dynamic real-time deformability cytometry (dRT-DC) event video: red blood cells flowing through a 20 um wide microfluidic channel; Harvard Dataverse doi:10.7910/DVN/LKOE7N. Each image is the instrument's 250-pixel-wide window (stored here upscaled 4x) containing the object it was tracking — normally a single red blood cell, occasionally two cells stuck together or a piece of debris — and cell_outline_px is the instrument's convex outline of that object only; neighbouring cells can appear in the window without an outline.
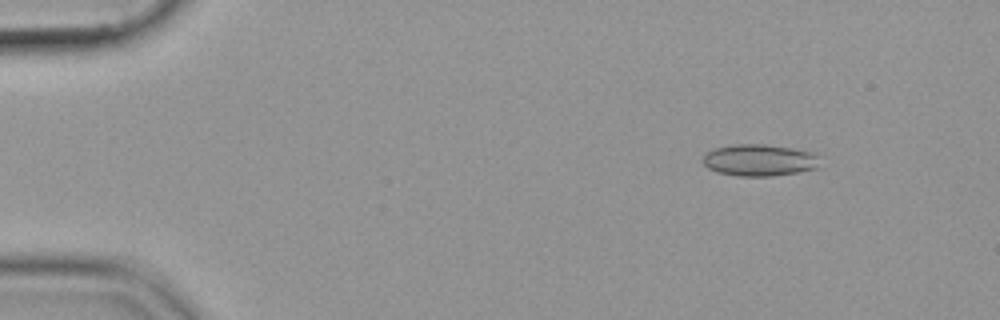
{"species": "common noctule bat (a hibernating species)", "species_latin": "Nyctalus noctula", "temperature_condition": "cold", "stored_images_in_passage": 55, "camera_frame_rate_fps": 3000, "um_per_image_px": 0.085, "animal": {"sex": "female", "body_mass_g": 19.9}, "frame": {"image": 1, "passage_image": 7, "time_ms": 2.0, "image_size_px": [1000, 320], "cell_outline_px": [[820, 168], [800, 172], [772, 176], [736, 176], [716, 172], [708, 168], [700, 160], [708, 152], [716, 148], [732, 144], [764, 144], [792, 148], [816, 152]], "centroid_in_image_um": [64.57, 13.62], "position_along_channel_um": 20.4, "area_um2": 21.96}}
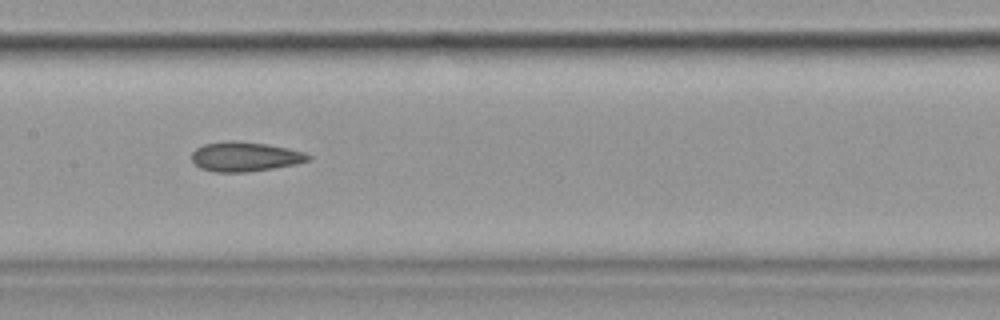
{"frame": {"image": 2, "passage_image": 28, "time_ms": 9.0, "image_size_px": [1000, 320], "cell_outline_px": [[312, 156], [308, 160], [296, 164], [248, 172], [216, 172], [200, 168], [192, 160], [192, 152], [196, 148], [204, 144], [228, 140], [236, 140], [268, 144], [288, 148], [304, 152]], "centroid_in_image_um": [20.82, 13.3], "position_along_channel_um": 186.6, "area_um2": 20.11}}
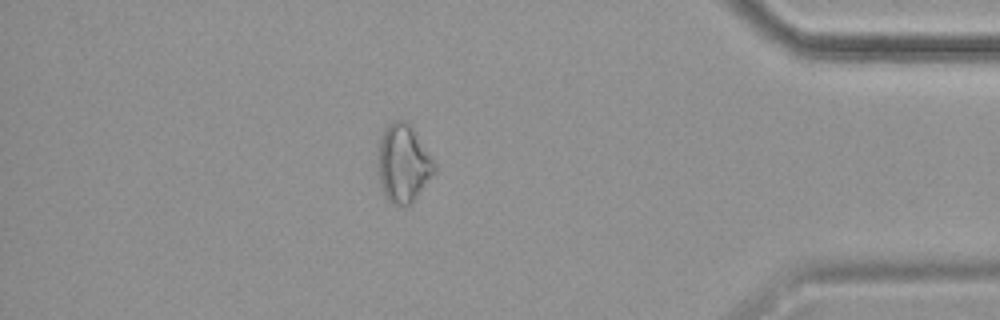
{"frame": {"image": 3, "passage_image": 48, "time_ms": 15.667, "image_size_px": [1000, 320], "cell_outline_px": [[436, 172], [412, 204], [408, 208], [404, 208], [392, 204], [384, 196], [380, 188], [376, 164], [376, 160], [380, 136], [384, 128], [392, 120], [404, 120], [412, 128], [436, 164]], "centroid_in_image_um": [34.24, 13.96], "position_along_channel_um": 401.0, "area_um2": 26.47}}